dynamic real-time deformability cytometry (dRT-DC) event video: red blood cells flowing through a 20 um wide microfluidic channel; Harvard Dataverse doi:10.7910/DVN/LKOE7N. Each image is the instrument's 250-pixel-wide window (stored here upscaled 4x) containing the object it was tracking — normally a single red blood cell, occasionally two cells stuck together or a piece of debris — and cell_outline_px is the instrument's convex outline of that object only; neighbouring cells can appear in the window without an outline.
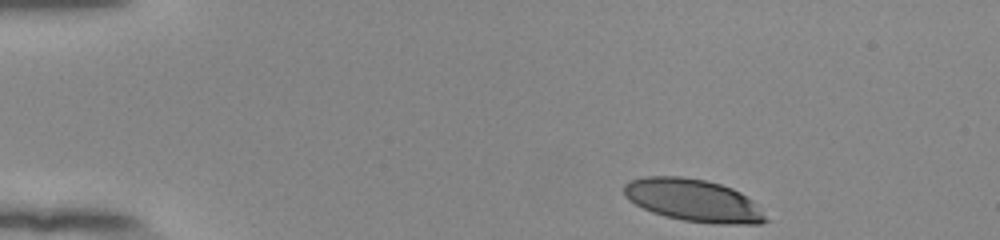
{"species": "human", "species_latin": "Homo sapiens", "temperature_condition": "room temperature", "stored_images_in_passage": 41, "camera_frame_rate_fps": 3000, "um_per_image_px": 0.085, "donor": {"sex": "female"}, "frame": {"image": 1, "passage_image": 1, "time_ms": 0.0, "image_size_px": [1000, 240], "cell_outline_px": [[772, 220], [760, 224], [716, 224], [684, 220], [664, 216], [652, 212], [628, 200], [624, 196], [624, 184], [628, 180], [644, 176], [680, 176], [704, 180], [720, 184], [732, 188], [740, 192], [752, 200]], "centroid_in_image_um": [58.96, 17.03], "position_along_channel_um": 26.0, "area_um2": 35.32}}
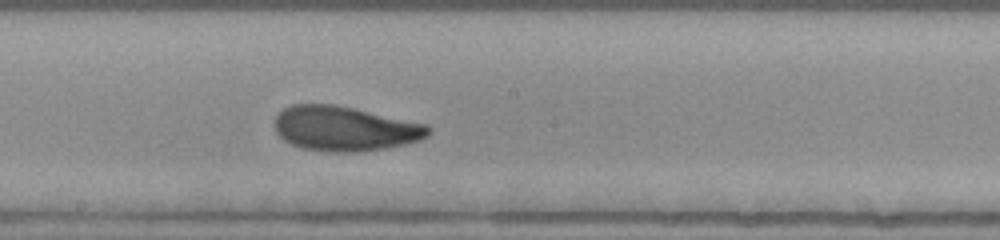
{"frame": {"image": 2, "passage_image": 23, "time_ms": 7.333, "image_size_px": [1000, 240], "cell_outline_px": [[432, 132], [428, 136], [420, 140], [404, 144], [384, 148], [356, 152], [332, 152], [300, 148], [284, 140], [276, 132], [276, 116], [284, 108], [292, 104], [336, 104], [428, 124], [432, 128]], "centroid_in_image_um": [29.34, 10.92], "position_along_channel_um": 218.9, "area_um2": 40.17}}
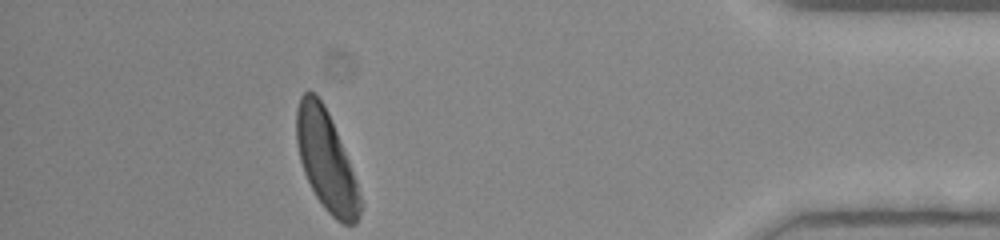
{"frame": {"image": 3, "passage_image": 41, "time_ms": 13.333, "image_size_px": [1000, 240], "cell_outline_px": [[360, 212], [356, 224], [344, 224], [336, 220], [324, 208], [316, 196], [304, 172], [300, 160], [296, 144], [296, 108], [300, 96], [304, 92], [312, 92], [324, 104], [328, 112], [348, 160], [360, 196]], "centroid_in_image_um": [27.69, 13.64], "position_along_channel_um": 407.5, "area_um2": 36.24}, "authors_computed_cell_mechanics": {"area_um2": 39.2462, "velocity_mm_per_s": 3.8661, "shape_relaxation_time_tau1_ms": 3.5184, "shape_relaxation_time_tau2_ms": 1.074, "deformation_change_tau1": 0.1728, "deformation_change_tau2": 0.0687}}